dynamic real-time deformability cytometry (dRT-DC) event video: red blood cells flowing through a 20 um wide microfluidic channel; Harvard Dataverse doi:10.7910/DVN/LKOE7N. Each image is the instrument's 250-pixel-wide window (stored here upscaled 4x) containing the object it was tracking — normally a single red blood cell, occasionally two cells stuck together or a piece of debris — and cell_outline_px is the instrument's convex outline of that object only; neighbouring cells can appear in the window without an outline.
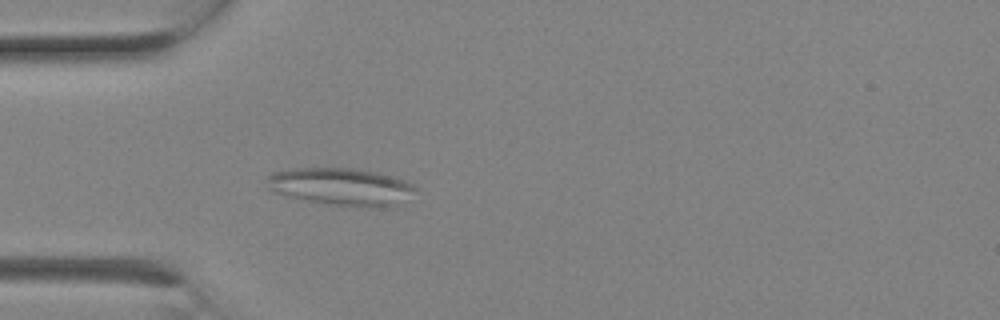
{"species": "Egyptian fruit bat (a non-hibernating species)", "species_latin": "Rousettus aegyptiacus", "temperature_condition": "room temperature", "stored_images_in_passage": 3, "camera_frame_rate_fps": 3000, "um_per_image_px": 0.085, "animal": {"sex": "female"}, "frame": {"image": 1, "passage_image": 3, "time_ms": 0.667, "image_size_px": [1000, 320], "cell_outline_px": [[416, 188], [396, 208], [344, 208], [284, 196], [272, 192], [268, 188], [268, 176], [272, 172], [296, 168], [352, 168], [376, 172], [392, 176], [404, 180], [412, 184]], "centroid_in_image_um": [29.0, 15.91], "position_along_channel_um": 56.0, "area_um2": 33.23}}